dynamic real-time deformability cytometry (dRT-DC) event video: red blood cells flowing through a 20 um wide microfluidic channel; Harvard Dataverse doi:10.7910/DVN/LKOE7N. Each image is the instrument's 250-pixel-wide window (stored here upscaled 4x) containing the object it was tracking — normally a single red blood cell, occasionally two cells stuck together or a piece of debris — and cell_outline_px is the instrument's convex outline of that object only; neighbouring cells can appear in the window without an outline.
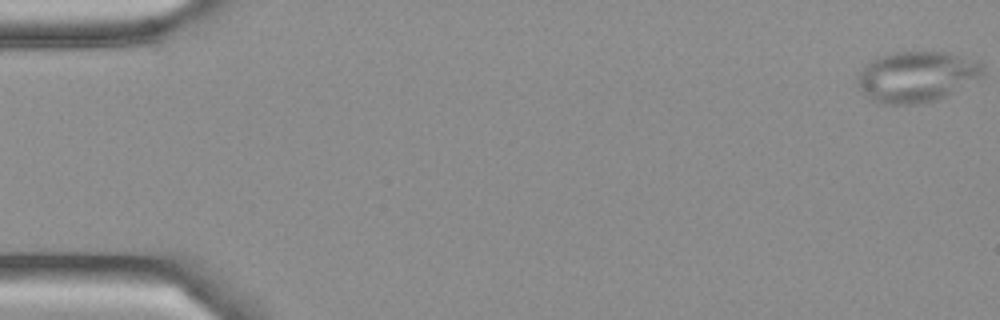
{"species": "Egyptian fruit bat (a non-hibernating species)", "species_latin": "Rousettus aegyptiacus", "temperature_condition": "cold", "stored_images_in_passage": 5, "camera_frame_rate_fps": 3000, "um_per_image_px": 0.085, "frame": {"image": 1, "passage_image": 1, "time_ms": 0.0, "image_size_px": [1000, 320], "cell_outline_px": [[984, 72], [980, 76], [944, 96], [936, 100], [916, 104], [880, 104], [864, 96], [856, 84], [856, 76], [872, 60], [880, 56], [896, 52], [944, 52], [980, 60], [984, 64]], "centroid_in_image_um": [77.87, 6.52], "position_along_channel_um": 7.1, "area_um2": 36.88}}